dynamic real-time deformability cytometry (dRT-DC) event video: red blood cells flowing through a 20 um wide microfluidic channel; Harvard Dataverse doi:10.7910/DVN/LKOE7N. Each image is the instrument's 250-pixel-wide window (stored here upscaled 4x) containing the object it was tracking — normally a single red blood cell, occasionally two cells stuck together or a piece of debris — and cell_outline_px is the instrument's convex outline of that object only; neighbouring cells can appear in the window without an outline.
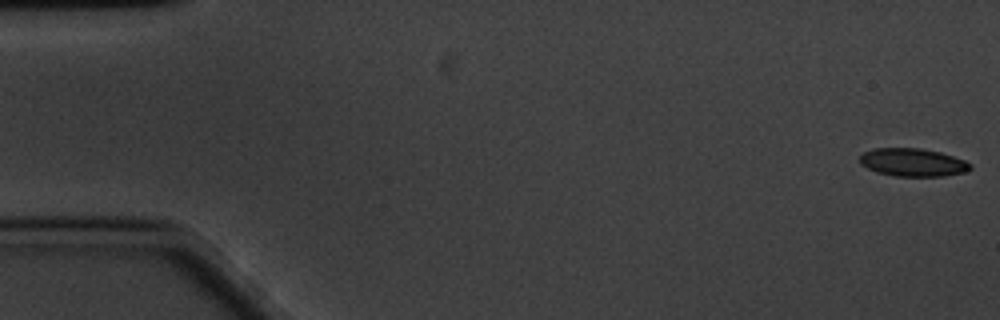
{"species": "common noctule bat (a hibernating species)", "species_latin": "Nyctalus noctula", "temperature_condition": "cold", "stored_images_in_passage": 60, "camera_frame_rate_fps": 3000, "um_per_image_px": 0.085, "animal": {"sex": "male", "body_mass_g": 20.1, "forearm_length_mm": 53.5}, "frame": {"image": 1, "passage_image": 1, "time_ms": 0.0, "image_size_px": [1000, 320], "cell_outline_px": [[972, 168], [964, 172], [944, 176], [896, 176], [876, 172], [860, 164], [860, 156], [864, 152], [872, 148], [920, 148], [940, 152], [964, 160], [972, 164]], "centroid_in_image_um": [77.58, 13.8], "position_along_channel_um": 7.4, "area_um2": 18.03}}
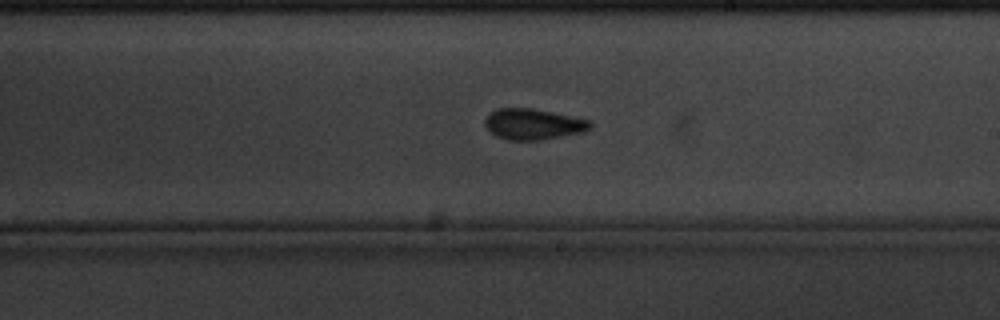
{"frame": {"image": 2, "passage_image": 34, "time_ms": 11.0, "image_size_px": [1000, 320], "cell_outline_px": [[592, 124], [584, 132], [540, 140], [508, 140], [496, 136], [484, 124], [484, 120], [496, 108], [532, 108], [552, 112], [588, 120]], "centroid_in_image_um": [45.29, 10.55], "position_along_channel_um": 243.7, "area_um2": 18.67}}
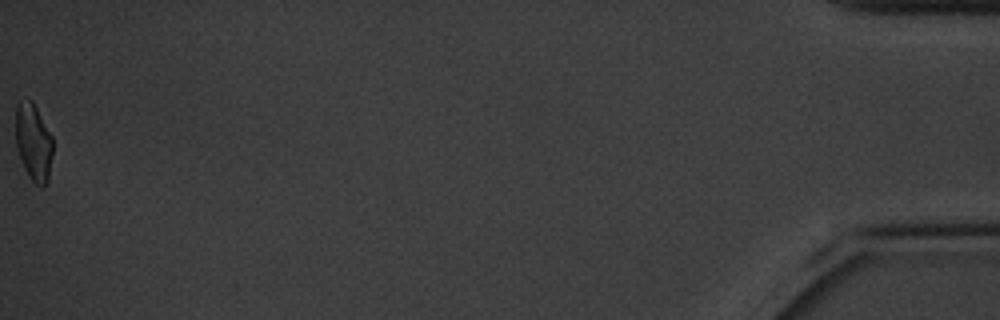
{"frame": {"image": 3, "passage_image": 60, "time_ms": 19.667, "image_size_px": [1000, 320], "cell_outline_px": [[52, 152], [48, 180], [44, 188], [40, 188], [28, 176], [20, 160], [16, 148], [16, 104], [20, 100], [32, 100], [52, 136]], "centroid_in_image_um": [2.83, 12.11], "position_along_channel_um": 432.4, "area_um2": 16.82}, "authors_computed_cell_mechanics": {"area_um2": 18.4382, "velocity_mm_per_s": 3.3392, "shape_relaxation_time_tau1_ms": 3.8482, "shape_relaxation_time_tau2_ms": 2.9436, "deformation_change_tau1": 0.0881, "deformation_change_tau2": 0.0757}}